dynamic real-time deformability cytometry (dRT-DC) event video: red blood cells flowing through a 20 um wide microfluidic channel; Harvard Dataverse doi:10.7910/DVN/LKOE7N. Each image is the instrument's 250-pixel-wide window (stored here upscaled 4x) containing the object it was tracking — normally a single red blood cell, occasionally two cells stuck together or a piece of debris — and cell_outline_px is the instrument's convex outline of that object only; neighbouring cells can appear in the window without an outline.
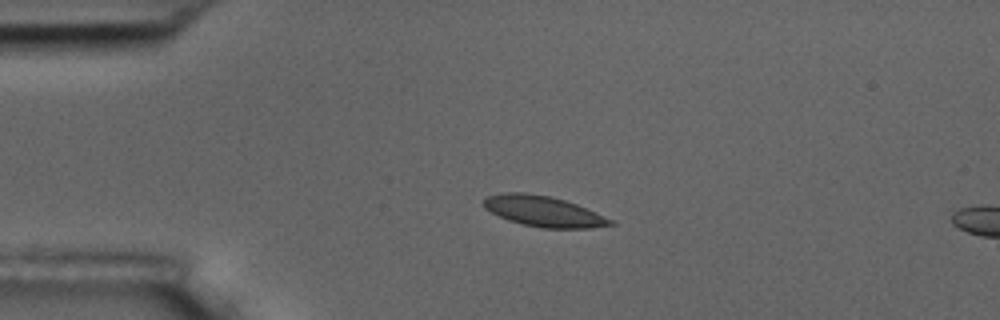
{"species": "common noctule bat (a hibernating species)", "species_latin": "Nyctalus noctula", "temperature_condition": "room temperature", "stored_images_in_passage": 16, "camera_frame_rate_fps": 3000, "um_per_image_px": 0.085, "animal": {"sex": "male", "body_mass_g": 17.5, "forearm_length_mm": 52.3}, "frame": {"image": 1, "passage_image": 12, "time_ms": 3.667, "image_size_px": [1000, 320], "cell_outline_px": [[616, 224], [588, 228], [540, 228], [508, 220], [484, 208], [484, 200], [488, 196], [504, 192], [524, 192], [548, 196], [564, 200], [576, 204], [612, 220]], "centroid_in_image_um": [46.17, 17.96], "position_along_channel_um": 38.8, "area_um2": 22.2}}